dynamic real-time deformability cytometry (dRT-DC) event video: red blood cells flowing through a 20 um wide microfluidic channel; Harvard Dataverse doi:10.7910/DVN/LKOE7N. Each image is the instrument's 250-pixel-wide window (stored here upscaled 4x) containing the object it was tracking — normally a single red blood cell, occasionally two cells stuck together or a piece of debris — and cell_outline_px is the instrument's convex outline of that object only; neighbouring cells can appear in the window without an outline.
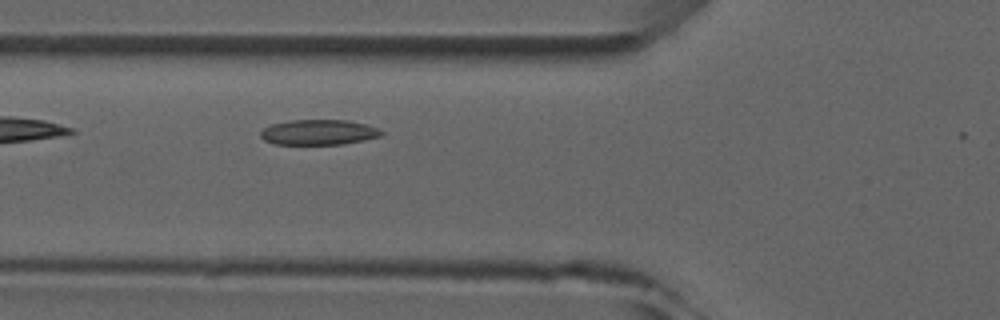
{"species": "common noctule bat (a hibernating species)", "species_latin": "Nyctalus noctula", "temperature_condition": "room temperature", "stored_images_in_passage": 4, "camera_frame_rate_fps": 3000, "um_per_image_px": 0.085, "animal": {"sex": "male", "forearm_length_mm": 52.5}, "frame": {"image": 1, "passage_image": 4, "time_ms": 3.333, "image_size_px": [1000, 320], "cell_outline_px": [[384, 132], [380, 136], [364, 140], [340, 144], [276, 144], [264, 140], [260, 136], [260, 132], [264, 128], [272, 124], [292, 120], [348, 120], [364, 124], [376, 128]], "centroid_in_image_um": [27.06, 11.24], "position_along_channel_um": 98.7, "area_um2": 17.57}}